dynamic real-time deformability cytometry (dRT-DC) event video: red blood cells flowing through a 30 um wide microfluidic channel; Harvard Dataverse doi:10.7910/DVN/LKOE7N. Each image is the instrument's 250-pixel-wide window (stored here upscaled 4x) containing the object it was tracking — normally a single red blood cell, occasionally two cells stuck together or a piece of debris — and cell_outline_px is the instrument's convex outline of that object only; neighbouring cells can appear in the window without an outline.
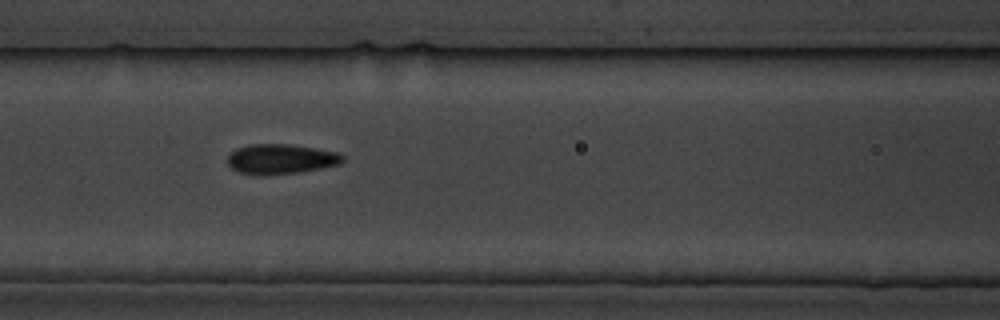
{"species": "common noctule bat (a hibernating species)", "species_latin": "Nyctalus noctula", "temperature_condition": "cold", "stored_images_in_passage": 17, "camera_frame_rate_fps": 3000, "um_per_image_px": 0.085, "animal": {"sex": "male", "body_mass_g": 19.5, "forearm_length_mm": 54.6}, "frame": {"image": 1, "passage_image": 8, "time_ms": 8.0, "image_size_px": [1000, 320], "cell_outline_px": [[344, 160], [340, 164], [300, 172], [264, 176], [260, 176], [240, 172], [232, 168], [228, 164], [228, 156], [236, 148], [248, 144], [288, 144], [316, 148], [340, 152], [344, 156]], "centroid_in_image_um": [23.89, 13.52], "position_along_channel_um": 142.7, "area_um2": 20.29}}
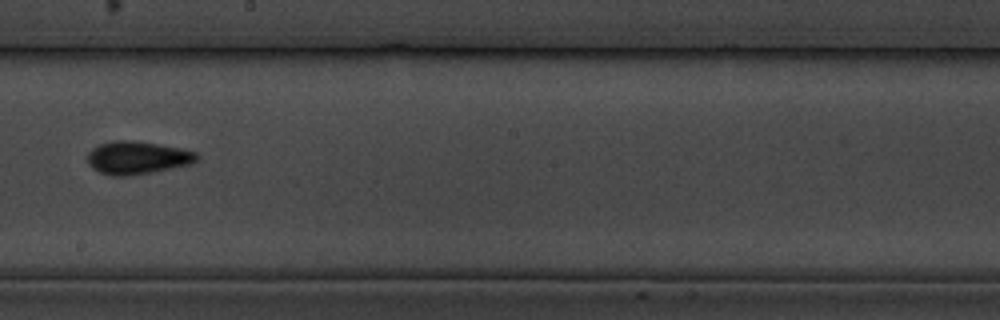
{"frame": {"image": 2, "passage_image": 10, "time_ms": 10.667, "image_size_px": [1000, 320], "cell_outline_px": [[200, 160], [188, 164], [152, 172], [124, 176], [112, 176], [100, 172], [92, 168], [88, 164], [88, 152], [92, 148], [100, 144], [116, 140], [136, 140], [184, 148], [196, 152], [200, 156]], "centroid_in_image_um": [11.69, 13.39], "position_along_channel_um": 236.5, "area_um2": 21.1}}
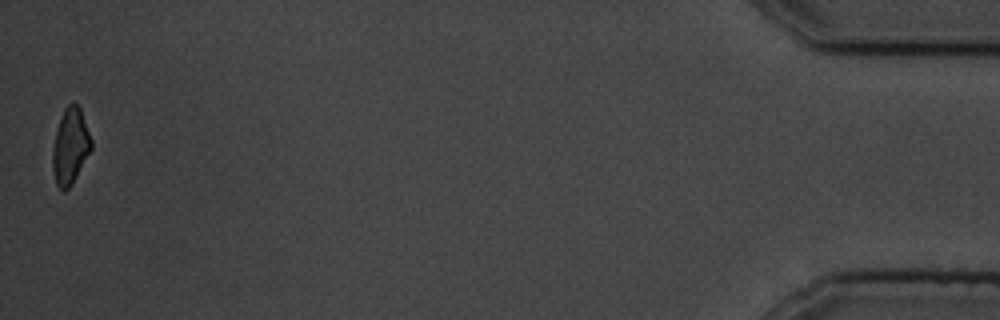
{"frame": {"image": 3, "passage_image": 17, "time_ms": 18.667, "image_size_px": [1000, 320], "cell_outline_px": [[92, 148], [72, 184], [64, 192], [56, 184], [52, 168], [52, 148], [56, 132], [64, 108], [72, 100], [80, 108], [92, 140]], "centroid_in_image_um": [5.97, 12.43], "position_along_channel_um": 429.2, "area_um2": 17.05}, "authors_computed_cell_mechanics": {"area_um2": 19.3052, "velocity_mm_per_s": 3.5279, "shape_relaxation_time_tau1_ms": 1.7434, "shape_relaxation_time_tau2_ms": null, "deformation_change_tau1": 0.0787, "deformation_change_tau2": null}}